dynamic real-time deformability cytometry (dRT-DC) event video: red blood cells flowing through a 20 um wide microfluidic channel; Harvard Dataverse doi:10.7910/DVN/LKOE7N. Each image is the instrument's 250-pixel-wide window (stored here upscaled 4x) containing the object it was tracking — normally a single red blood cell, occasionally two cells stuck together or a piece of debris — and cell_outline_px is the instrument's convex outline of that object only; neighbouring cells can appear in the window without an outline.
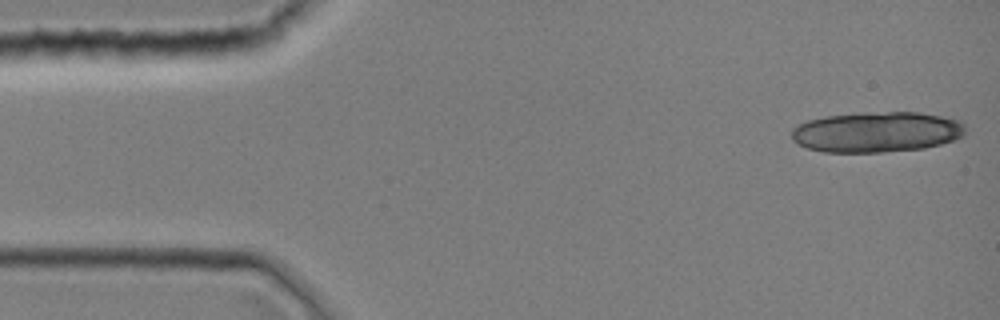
{"species": "common noctule bat (a hibernating species)", "species_latin": "Nyctalus noctula", "temperature_condition": "room temperature", "stored_images_in_passage": 10, "camera_frame_rate_fps": 3000, "um_per_image_px": 0.085, "animal": {"sex": "female", "body_mass_g": 19.0, "forearm_length_mm": 51.5}, "frame": {"image": 1, "passage_image": 1, "time_ms": 0.0, "image_size_px": [1000, 320], "cell_outline_px": [[964, 136], [956, 140], [924, 148], [880, 152], [824, 152], [808, 148], [792, 140], [792, 128], [796, 124], [808, 120], [828, 116], [860, 112], [920, 112], [960, 120], [964, 124]], "centroid_in_image_um": [74.53, 11.21], "position_along_channel_um": 10.5, "area_um2": 41.21}}